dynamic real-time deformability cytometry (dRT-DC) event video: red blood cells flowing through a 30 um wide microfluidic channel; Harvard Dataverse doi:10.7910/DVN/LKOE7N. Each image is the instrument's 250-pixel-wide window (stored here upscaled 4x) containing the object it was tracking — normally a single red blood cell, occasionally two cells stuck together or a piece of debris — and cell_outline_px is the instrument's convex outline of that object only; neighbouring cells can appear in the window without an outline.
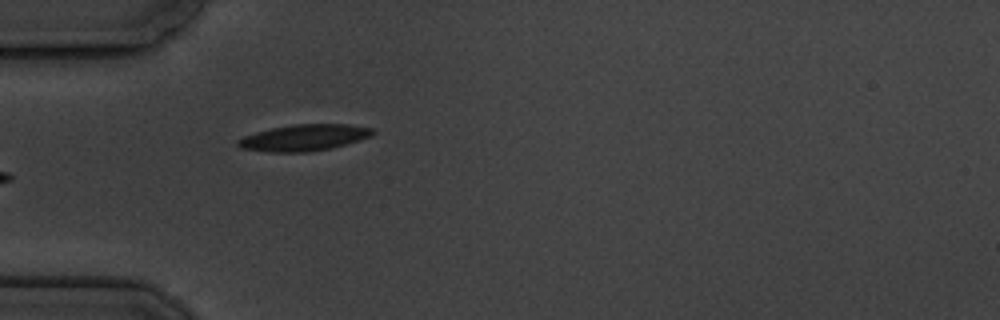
{"species": "common noctule bat (a hibernating species)", "species_latin": "Nyctalus noctula", "temperature_condition": "cold", "stored_images_in_passage": 5, "camera_frame_rate_fps": 3000, "um_per_image_px": 0.085, "animal": {"sex": "male", "body_mass_g": 19.5, "forearm_length_mm": 54.6}, "frame": {"image": 1, "passage_image": 5, "time_ms": 5.0, "image_size_px": [1000, 320], "cell_outline_px": [[376, 132], [372, 136], [360, 140], [332, 148], [308, 152], [268, 152], [240, 148], [236, 144], [236, 140], [244, 136], [256, 132], [272, 128], [296, 124], [348, 124], [372, 128]], "centroid_in_image_um": [25.85, 11.7], "position_along_channel_um": 59.2, "area_um2": 20.81}}